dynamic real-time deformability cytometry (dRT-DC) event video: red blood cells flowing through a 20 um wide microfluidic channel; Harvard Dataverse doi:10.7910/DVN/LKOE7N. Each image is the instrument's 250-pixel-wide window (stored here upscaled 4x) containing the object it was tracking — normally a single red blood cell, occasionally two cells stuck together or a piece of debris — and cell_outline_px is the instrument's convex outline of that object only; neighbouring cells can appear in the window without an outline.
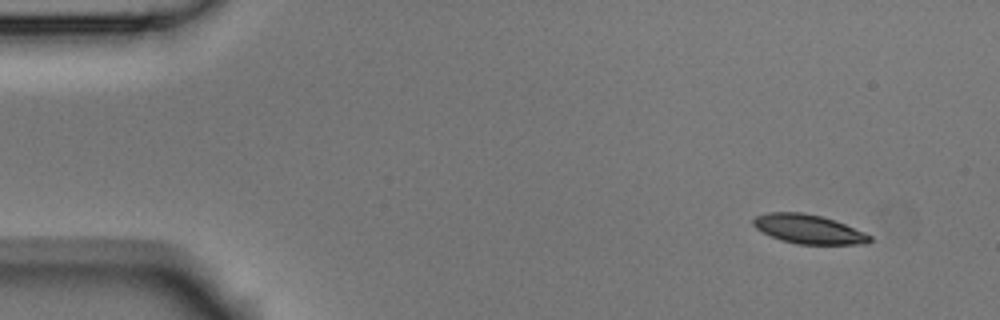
{"species": "Egyptian fruit bat (a non-hibernating species)", "species_latin": "Rousettus aegyptiacus", "temperature_condition": "room temperature", "stored_images_in_passage": 5, "camera_frame_rate_fps": 3000, "um_per_image_px": 0.085, "animal": {"sex": "male"}, "frame": {"image": 1, "passage_image": 1, "time_ms": 0.0, "image_size_px": [1000, 320], "cell_outline_px": [[872, 240], [868, 244], [796, 244], [780, 240], [756, 228], [752, 224], [752, 220], [756, 216], [768, 212], [800, 212], [820, 216], [844, 224], [864, 232], [872, 236]], "centroid_in_image_um": [68.72, 19.48], "position_along_channel_um": 16.3, "area_um2": 19.59}}
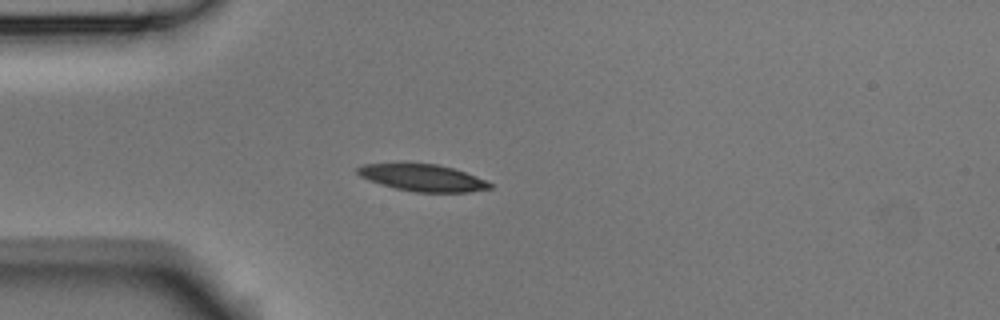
{"frame": {"image": 2, "passage_image": 4, "time_ms": 1.0, "image_size_px": [1000, 320], "cell_outline_px": [[492, 188], [468, 192], [416, 192], [396, 188], [380, 184], [368, 180], [360, 176], [356, 172], [356, 168], [364, 164], [440, 164], [476, 176], [492, 184]], "centroid_in_image_um": [35.92, 15.11], "position_along_channel_um": 49.1, "area_um2": 20.46}}